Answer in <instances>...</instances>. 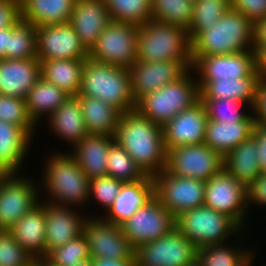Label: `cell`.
Returning <instances> with one entry per match:
<instances>
[{
    "instance_id": "e575fe53",
    "label": "cell",
    "mask_w": 266,
    "mask_h": 266,
    "mask_svg": "<svg viewBox=\"0 0 266 266\" xmlns=\"http://www.w3.org/2000/svg\"><path fill=\"white\" fill-rule=\"evenodd\" d=\"M37 58L36 26L19 19L9 27V43L6 59Z\"/></svg>"
},
{
    "instance_id": "816d5d0a",
    "label": "cell",
    "mask_w": 266,
    "mask_h": 266,
    "mask_svg": "<svg viewBox=\"0 0 266 266\" xmlns=\"http://www.w3.org/2000/svg\"><path fill=\"white\" fill-rule=\"evenodd\" d=\"M255 72L260 80H266V47H253Z\"/></svg>"
},
{
    "instance_id": "9f6ffc18",
    "label": "cell",
    "mask_w": 266,
    "mask_h": 266,
    "mask_svg": "<svg viewBox=\"0 0 266 266\" xmlns=\"http://www.w3.org/2000/svg\"><path fill=\"white\" fill-rule=\"evenodd\" d=\"M253 251H251L240 263L236 266H252L253 264Z\"/></svg>"
},
{
    "instance_id": "603a6c76",
    "label": "cell",
    "mask_w": 266,
    "mask_h": 266,
    "mask_svg": "<svg viewBox=\"0 0 266 266\" xmlns=\"http://www.w3.org/2000/svg\"><path fill=\"white\" fill-rule=\"evenodd\" d=\"M154 196L155 184L152 176L146 175L135 182H125L111 207L101 217L105 221L121 225Z\"/></svg>"
},
{
    "instance_id": "3957f363",
    "label": "cell",
    "mask_w": 266,
    "mask_h": 266,
    "mask_svg": "<svg viewBox=\"0 0 266 266\" xmlns=\"http://www.w3.org/2000/svg\"><path fill=\"white\" fill-rule=\"evenodd\" d=\"M137 40V61H183L192 69V42L185 28L151 19L138 26Z\"/></svg>"
},
{
    "instance_id": "d6a6232c",
    "label": "cell",
    "mask_w": 266,
    "mask_h": 266,
    "mask_svg": "<svg viewBox=\"0 0 266 266\" xmlns=\"http://www.w3.org/2000/svg\"><path fill=\"white\" fill-rule=\"evenodd\" d=\"M88 134L115 137L121 112L101 99L77 95Z\"/></svg>"
},
{
    "instance_id": "cb8c5ba5",
    "label": "cell",
    "mask_w": 266,
    "mask_h": 266,
    "mask_svg": "<svg viewBox=\"0 0 266 266\" xmlns=\"http://www.w3.org/2000/svg\"><path fill=\"white\" fill-rule=\"evenodd\" d=\"M114 140L113 136L88 134L69 152L89 180L107 175V157Z\"/></svg>"
},
{
    "instance_id": "f35d334b",
    "label": "cell",
    "mask_w": 266,
    "mask_h": 266,
    "mask_svg": "<svg viewBox=\"0 0 266 266\" xmlns=\"http://www.w3.org/2000/svg\"><path fill=\"white\" fill-rule=\"evenodd\" d=\"M107 160V175L121 182H135L146 176L116 140L110 145Z\"/></svg>"
},
{
    "instance_id": "7c38bea8",
    "label": "cell",
    "mask_w": 266,
    "mask_h": 266,
    "mask_svg": "<svg viewBox=\"0 0 266 266\" xmlns=\"http://www.w3.org/2000/svg\"><path fill=\"white\" fill-rule=\"evenodd\" d=\"M197 246L176 228L134 249L135 266H185L197 258Z\"/></svg>"
},
{
    "instance_id": "9c48e42d",
    "label": "cell",
    "mask_w": 266,
    "mask_h": 266,
    "mask_svg": "<svg viewBox=\"0 0 266 266\" xmlns=\"http://www.w3.org/2000/svg\"><path fill=\"white\" fill-rule=\"evenodd\" d=\"M27 177L22 173L0 176V230H10L40 203V185Z\"/></svg>"
},
{
    "instance_id": "b9f144b4",
    "label": "cell",
    "mask_w": 266,
    "mask_h": 266,
    "mask_svg": "<svg viewBox=\"0 0 266 266\" xmlns=\"http://www.w3.org/2000/svg\"><path fill=\"white\" fill-rule=\"evenodd\" d=\"M0 121L22 127L32 138L37 125L27 112L26 99L0 94Z\"/></svg>"
},
{
    "instance_id": "44dd1931",
    "label": "cell",
    "mask_w": 266,
    "mask_h": 266,
    "mask_svg": "<svg viewBox=\"0 0 266 266\" xmlns=\"http://www.w3.org/2000/svg\"><path fill=\"white\" fill-rule=\"evenodd\" d=\"M110 22L104 0H76L68 23L89 50Z\"/></svg>"
},
{
    "instance_id": "9a60e30c",
    "label": "cell",
    "mask_w": 266,
    "mask_h": 266,
    "mask_svg": "<svg viewBox=\"0 0 266 266\" xmlns=\"http://www.w3.org/2000/svg\"><path fill=\"white\" fill-rule=\"evenodd\" d=\"M84 233L88 238L92 259L135 260L134 248L123 234L121 225L105 221L102 217L88 216Z\"/></svg>"
},
{
    "instance_id": "ee69618b",
    "label": "cell",
    "mask_w": 266,
    "mask_h": 266,
    "mask_svg": "<svg viewBox=\"0 0 266 266\" xmlns=\"http://www.w3.org/2000/svg\"><path fill=\"white\" fill-rule=\"evenodd\" d=\"M35 259L7 230H0V266H34Z\"/></svg>"
},
{
    "instance_id": "ffe728a7",
    "label": "cell",
    "mask_w": 266,
    "mask_h": 266,
    "mask_svg": "<svg viewBox=\"0 0 266 266\" xmlns=\"http://www.w3.org/2000/svg\"><path fill=\"white\" fill-rule=\"evenodd\" d=\"M42 201L40 203L45 207V248L47 256L53 249L82 234L89 214L82 216L81 212L77 211L76 213L73 207Z\"/></svg>"
},
{
    "instance_id": "f5cc1de1",
    "label": "cell",
    "mask_w": 266,
    "mask_h": 266,
    "mask_svg": "<svg viewBox=\"0 0 266 266\" xmlns=\"http://www.w3.org/2000/svg\"><path fill=\"white\" fill-rule=\"evenodd\" d=\"M253 47H266V19L254 24Z\"/></svg>"
},
{
    "instance_id": "c3c4849f",
    "label": "cell",
    "mask_w": 266,
    "mask_h": 266,
    "mask_svg": "<svg viewBox=\"0 0 266 266\" xmlns=\"http://www.w3.org/2000/svg\"><path fill=\"white\" fill-rule=\"evenodd\" d=\"M20 19V0H0V29L13 26Z\"/></svg>"
},
{
    "instance_id": "4dcf8cb0",
    "label": "cell",
    "mask_w": 266,
    "mask_h": 266,
    "mask_svg": "<svg viewBox=\"0 0 266 266\" xmlns=\"http://www.w3.org/2000/svg\"><path fill=\"white\" fill-rule=\"evenodd\" d=\"M257 151L256 140L251 136L223 158V168L246 188L262 173Z\"/></svg>"
},
{
    "instance_id": "7402d4cb",
    "label": "cell",
    "mask_w": 266,
    "mask_h": 266,
    "mask_svg": "<svg viewBox=\"0 0 266 266\" xmlns=\"http://www.w3.org/2000/svg\"><path fill=\"white\" fill-rule=\"evenodd\" d=\"M40 76L37 58L0 59V94L26 99Z\"/></svg>"
},
{
    "instance_id": "ab89813d",
    "label": "cell",
    "mask_w": 266,
    "mask_h": 266,
    "mask_svg": "<svg viewBox=\"0 0 266 266\" xmlns=\"http://www.w3.org/2000/svg\"><path fill=\"white\" fill-rule=\"evenodd\" d=\"M226 244L199 247L197 259L202 266H236L252 251V248L241 249L240 245L231 248Z\"/></svg>"
},
{
    "instance_id": "91938a15",
    "label": "cell",
    "mask_w": 266,
    "mask_h": 266,
    "mask_svg": "<svg viewBox=\"0 0 266 266\" xmlns=\"http://www.w3.org/2000/svg\"><path fill=\"white\" fill-rule=\"evenodd\" d=\"M185 266H202V264L200 263V261L196 258L194 261L190 262L189 264L185 265Z\"/></svg>"
},
{
    "instance_id": "8d00e7d4",
    "label": "cell",
    "mask_w": 266,
    "mask_h": 266,
    "mask_svg": "<svg viewBox=\"0 0 266 266\" xmlns=\"http://www.w3.org/2000/svg\"><path fill=\"white\" fill-rule=\"evenodd\" d=\"M230 8V0H194L192 23L188 30L191 41L201 31L212 28Z\"/></svg>"
},
{
    "instance_id": "83f0119b",
    "label": "cell",
    "mask_w": 266,
    "mask_h": 266,
    "mask_svg": "<svg viewBox=\"0 0 266 266\" xmlns=\"http://www.w3.org/2000/svg\"><path fill=\"white\" fill-rule=\"evenodd\" d=\"M45 225V207L39 203L8 231L34 259H39L46 257Z\"/></svg>"
},
{
    "instance_id": "5b68a950",
    "label": "cell",
    "mask_w": 266,
    "mask_h": 266,
    "mask_svg": "<svg viewBox=\"0 0 266 266\" xmlns=\"http://www.w3.org/2000/svg\"><path fill=\"white\" fill-rule=\"evenodd\" d=\"M254 24L238 11L229 9L212 27L201 31L192 42V56H211L253 50Z\"/></svg>"
},
{
    "instance_id": "7dc6e473",
    "label": "cell",
    "mask_w": 266,
    "mask_h": 266,
    "mask_svg": "<svg viewBox=\"0 0 266 266\" xmlns=\"http://www.w3.org/2000/svg\"><path fill=\"white\" fill-rule=\"evenodd\" d=\"M253 203V204H252ZM266 205V173H261L247 188V205Z\"/></svg>"
},
{
    "instance_id": "7bdbcfd3",
    "label": "cell",
    "mask_w": 266,
    "mask_h": 266,
    "mask_svg": "<svg viewBox=\"0 0 266 266\" xmlns=\"http://www.w3.org/2000/svg\"><path fill=\"white\" fill-rule=\"evenodd\" d=\"M200 101L206 108L208 120L217 122H240L246 118L249 113L243 112L242 109L248 104L230 98L217 99V98H200ZM243 105V106H242ZM241 106V107H240Z\"/></svg>"
},
{
    "instance_id": "1f68e13d",
    "label": "cell",
    "mask_w": 266,
    "mask_h": 266,
    "mask_svg": "<svg viewBox=\"0 0 266 266\" xmlns=\"http://www.w3.org/2000/svg\"><path fill=\"white\" fill-rule=\"evenodd\" d=\"M86 59H55L40 61V75L69 96L81 89L82 71Z\"/></svg>"
},
{
    "instance_id": "8992f818",
    "label": "cell",
    "mask_w": 266,
    "mask_h": 266,
    "mask_svg": "<svg viewBox=\"0 0 266 266\" xmlns=\"http://www.w3.org/2000/svg\"><path fill=\"white\" fill-rule=\"evenodd\" d=\"M197 78H192L190 69L179 80L145 94L136 102L135 109L147 119L163 127L174 116L200 101Z\"/></svg>"
},
{
    "instance_id": "4fadbf2b",
    "label": "cell",
    "mask_w": 266,
    "mask_h": 266,
    "mask_svg": "<svg viewBox=\"0 0 266 266\" xmlns=\"http://www.w3.org/2000/svg\"><path fill=\"white\" fill-rule=\"evenodd\" d=\"M204 205L247 227V188L224 168L206 182Z\"/></svg>"
},
{
    "instance_id": "db71d44e",
    "label": "cell",
    "mask_w": 266,
    "mask_h": 266,
    "mask_svg": "<svg viewBox=\"0 0 266 266\" xmlns=\"http://www.w3.org/2000/svg\"><path fill=\"white\" fill-rule=\"evenodd\" d=\"M93 266H135V260H114L110 258L92 259Z\"/></svg>"
},
{
    "instance_id": "5bb4252c",
    "label": "cell",
    "mask_w": 266,
    "mask_h": 266,
    "mask_svg": "<svg viewBox=\"0 0 266 266\" xmlns=\"http://www.w3.org/2000/svg\"><path fill=\"white\" fill-rule=\"evenodd\" d=\"M153 178L155 196L175 217L204 205L206 182L168 174L165 170Z\"/></svg>"
},
{
    "instance_id": "484cf974",
    "label": "cell",
    "mask_w": 266,
    "mask_h": 266,
    "mask_svg": "<svg viewBox=\"0 0 266 266\" xmlns=\"http://www.w3.org/2000/svg\"><path fill=\"white\" fill-rule=\"evenodd\" d=\"M254 126L255 120L251 112L240 122L221 123L208 120L204 143L224 158L232 149L252 136Z\"/></svg>"
},
{
    "instance_id": "277c9868",
    "label": "cell",
    "mask_w": 266,
    "mask_h": 266,
    "mask_svg": "<svg viewBox=\"0 0 266 266\" xmlns=\"http://www.w3.org/2000/svg\"><path fill=\"white\" fill-rule=\"evenodd\" d=\"M78 95L101 99L121 113L132 111L136 102L131 91L128 68L85 60Z\"/></svg>"
},
{
    "instance_id": "6f0895ef",
    "label": "cell",
    "mask_w": 266,
    "mask_h": 266,
    "mask_svg": "<svg viewBox=\"0 0 266 266\" xmlns=\"http://www.w3.org/2000/svg\"><path fill=\"white\" fill-rule=\"evenodd\" d=\"M34 266H53L45 258L35 259Z\"/></svg>"
},
{
    "instance_id": "ac0fdd59",
    "label": "cell",
    "mask_w": 266,
    "mask_h": 266,
    "mask_svg": "<svg viewBox=\"0 0 266 266\" xmlns=\"http://www.w3.org/2000/svg\"><path fill=\"white\" fill-rule=\"evenodd\" d=\"M192 57V71L193 73L197 72V81L244 78L255 73L253 50L223 55Z\"/></svg>"
},
{
    "instance_id": "f546056e",
    "label": "cell",
    "mask_w": 266,
    "mask_h": 266,
    "mask_svg": "<svg viewBox=\"0 0 266 266\" xmlns=\"http://www.w3.org/2000/svg\"><path fill=\"white\" fill-rule=\"evenodd\" d=\"M259 80V76L255 72L252 76L244 78L198 81L200 98L240 100L248 104V110H250L255 102Z\"/></svg>"
},
{
    "instance_id": "bcb514c9",
    "label": "cell",
    "mask_w": 266,
    "mask_h": 266,
    "mask_svg": "<svg viewBox=\"0 0 266 266\" xmlns=\"http://www.w3.org/2000/svg\"><path fill=\"white\" fill-rule=\"evenodd\" d=\"M231 9L245 15L253 24L266 19V0H230Z\"/></svg>"
},
{
    "instance_id": "11a10c76",
    "label": "cell",
    "mask_w": 266,
    "mask_h": 266,
    "mask_svg": "<svg viewBox=\"0 0 266 266\" xmlns=\"http://www.w3.org/2000/svg\"><path fill=\"white\" fill-rule=\"evenodd\" d=\"M9 43V27L0 29V59L6 58Z\"/></svg>"
},
{
    "instance_id": "6da1fadb",
    "label": "cell",
    "mask_w": 266,
    "mask_h": 266,
    "mask_svg": "<svg viewBox=\"0 0 266 266\" xmlns=\"http://www.w3.org/2000/svg\"><path fill=\"white\" fill-rule=\"evenodd\" d=\"M115 140L145 175L154 177L164 170L167 150L163 128L136 109L121 113Z\"/></svg>"
},
{
    "instance_id": "f1b7e54d",
    "label": "cell",
    "mask_w": 266,
    "mask_h": 266,
    "mask_svg": "<svg viewBox=\"0 0 266 266\" xmlns=\"http://www.w3.org/2000/svg\"><path fill=\"white\" fill-rule=\"evenodd\" d=\"M76 0H20V19L34 26L68 23Z\"/></svg>"
},
{
    "instance_id": "30bf717a",
    "label": "cell",
    "mask_w": 266,
    "mask_h": 266,
    "mask_svg": "<svg viewBox=\"0 0 266 266\" xmlns=\"http://www.w3.org/2000/svg\"><path fill=\"white\" fill-rule=\"evenodd\" d=\"M223 162V157L205 143L191 144L167 150L164 170L207 182L223 169Z\"/></svg>"
},
{
    "instance_id": "7a4b0ae2",
    "label": "cell",
    "mask_w": 266,
    "mask_h": 266,
    "mask_svg": "<svg viewBox=\"0 0 266 266\" xmlns=\"http://www.w3.org/2000/svg\"><path fill=\"white\" fill-rule=\"evenodd\" d=\"M41 180L50 204L84 207L89 204V179L76 160L68 153L52 152L45 158Z\"/></svg>"
},
{
    "instance_id": "e0dca14e",
    "label": "cell",
    "mask_w": 266,
    "mask_h": 266,
    "mask_svg": "<svg viewBox=\"0 0 266 266\" xmlns=\"http://www.w3.org/2000/svg\"><path fill=\"white\" fill-rule=\"evenodd\" d=\"M190 68L183 61L139 62L129 68L131 91L135 102L145 94L183 77Z\"/></svg>"
},
{
    "instance_id": "2e32d148",
    "label": "cell",
    "mask_w": 266,
    "mask_h": 266,
    "mask_svg": "<svg viewBox=\"0 0 266 266\" xmlns=\"http://www.w3.org/2000/svg\"><path fill=\"white\" fill-rule=\"evenodd\" d=\"M37 59H87L88 50L69 23L36 27Z\"/></svg>"
},
{
    "instance_id": "681fc988",
    "label": "cell",
    "mask_w": 266,
    "mask_h": 266,
    "mask_svg": "<svg viewBox=\"0 0 266 266\" xmlns=\"http://www.w3.org/2000/svg\"><path fill=\"white\" fill-rule=\"evenodd\" d=\"M255 124L266 126V80H259L255 102L251 108Z\"/></svg>"
},
{
    "instance_id": "d4e9b609",
    "label": "cell",
    "mask_w": 266,
    "mask_h": 266,
    "mask_svg": "<svg viewBox=\"0 0 266 266\" xmlns=\"http://www.w3.org/2000/svg\"><path fill=\"white\" fill-rule=\"evenodd\" d=\"M32 140L22 127L0 121V173L19 174Z\"/></svg>"
},
{
    "instance_id": "52a82bcc",
    "label": "cell",
    "mask_w": 266,
    "mask_h": 266,
    "mask_svg": "<svg viewBox=\"0 0 266 266\" xmlns=\"http://www.w3.org/2000/svg\"><path fill=\"white\" fill-rule=\"evenodd\" d=\"M175 228L197 248L225 244L233 234L242 237V228L232 218L205 205L177 216Z\"/></svg>"
},
{
    "instance_id": "680465c9",
    "label": "cell",
    "mask_w": 266,
    "mask_h": 266,
    "mask_svg": "<svg viewBox=\"0 0 266 266\" xmlns=\"http://www.w3.org/2000/svg\"><path fill=\"white\" fill-rule=\"evenodd\" d=\"M73 266H93V260L92 258H88L81 262L75 263Z\"/></svg>"
},
{
    "instance_id": "4316f807",
    "label": "cell",
    "mask_w": 266,
    "mask_h": 266,
    "mask_svg": "<svg viewBox=\"0 0 266 266\" xmlns=\"http://www.w3.org/2000/svg\"><path fill=\"white\" fill-rule=\"evenodd\" d=\"M48 128L72 147L88 135L77 96H69L48 118Z\"/></svg>"
},
{
    "instance_id": "8fae6325",
    "label": "cell",
    "mask_w": 266,
    "mask_h": 266,
    "mask_svg": "<svg viewBox=\"0 0 266 266\" xmlns=\"http://www.w3.org/2000/svg\"><path fill=\"white\" fill-rule=\"evenodd\" d=\"M176 217L154 196L121 224L123 234L135 249L141 244L158 240L175 229Z\"/></svg>"
},
{
    "instance_id": "d6986e66",
    "label": "cell",
    "mask_w": 266,
    "mask_h": 266,
    "mask_svg": "<svg viewBox=\"0 0 266 266\" xmlns=\"http://www.w3.org/2000/svg\"><path fill=\"white\" fill-rule=\"evenodd\" d=\"M207 121L206 108L201 101L174 116L162 127L166 150L204 143Z\"/></svg>"
},
{
    "instance_id": "f907efd6",
    "label": "cell",
    "mask_w": 266,
    "mask_h": 266,
    "mask_svg": "<svg viewBox=\"0 0 266 266\" xmlns=\"http://www.w3.org/2000/svg\"><path fill=\"white\" fill-rule=\"evenodd\" d=\"M252 136L255 138L258 146V158L260 170L266 173V126L255 124Z\"/></svg>"
},
{
    "instance_id": "74e56055",
    "label": "cell",
    "mask_w": 266,
    "mask_h": 266,
    "mask_svg": "<svg viewBox=\"0 0 266 266\" xmlns=\"http://www.w3.org/2000/svg\"><path fill=\"white\" fill-rule=\"evenodd\" d=\"M111 21L140 26L152 19L151 0H104Z\"/></svg>"
},
{
    "instance_id": "836d02e7",
    "label": "cell",
    "mask_w": 266,
    "mask_h": 266,
    "mask_svg": "<svg viewBox=\"0 0 266 266\" xmlns=\"http://www.w3.org/2000/svg\"><path fill=\"white\" fill-rule=\"evenodd\" d=\"M68 97L65 91L40 76L27 95V112L37 125L42 117L43 120L44 116L48 118Z\"/></svg>"
},
{
    "instance_id": "ba28073f",
    "label": "cell",
    "mask_w": 266,
    "mask_h": 266,
    "mask_svg": "<svg viewBox=\"0 0 266 266\" xmlns=\"http://www.w3.org/2000/svg\"><path fill=\"white\" fill-rule=\"evenodd\" d=\"M138 26L111 21L88 50V58L129 68L138 55Z\"/></svg>"
},
{
    "instance_id": "d590c367",
    "label": "cell",
    "mask_w": 266,
    "mask_h": 266,
    "mask_svg": "<svg viewBox=\"0 0 266 266\" xmlns=\"http://www.w3.org/2000/svg\"><path fill=\"white\" fill-rule=\"evenodd\" d=\"M194 0H151L152 20L183 27L192 23Z\"/></svg>"
},
{
    "instance_id": "f6af8a7d",
    "label": "cell",
    "mask_w": 266,
    "mask_h": 266,
    "mask_svg": "<svg viewBox=\"0 0 266 266\" xmlns=\"http://www.w3.org/2000/svg\"><path fill=\"white\" fill-rule=\"evenodd\" d=\"M123 183L109 175L90 179L89 201L92 198L95 199L97 204H101L103 208H106L104 210L107 212L119 194Z\"/></svg>"
},
{
    "instance_id": "60d3db41",
    "label": "cell",
    "mask_w": 266,
    "mask_h": 266,
    "mask_svg": "<svg viewBox=\"0 0 266 266\" xmlns=\"http://www.w3.org/2000/svg\"><path fill=\"white\" fill-rule=\"evenodd\" d=\"M90 257L88 238L83 232L66 244L53 249L45 259L53 266H73Z\"/></svg>"
}]
</instances>
